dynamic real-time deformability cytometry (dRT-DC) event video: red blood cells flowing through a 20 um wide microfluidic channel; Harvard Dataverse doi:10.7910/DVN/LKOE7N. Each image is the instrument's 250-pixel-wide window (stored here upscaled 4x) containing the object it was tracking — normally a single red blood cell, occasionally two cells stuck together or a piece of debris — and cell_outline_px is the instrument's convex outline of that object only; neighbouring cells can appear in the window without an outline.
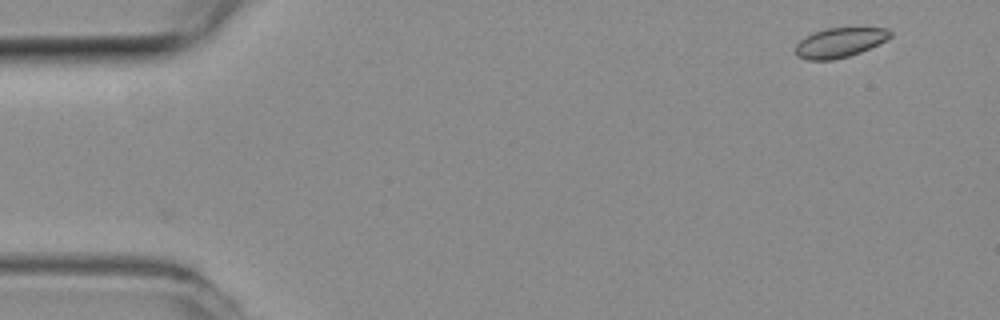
{"species": "common noctule bat (a hibernating species)", "species_latin": "Nyctalus noctula", "temperature_condition": "room temperature", "stored_images_in_passage": 50, "camera_frame_rate_fps": 3000, "um_per_image_px": 0.085, "animal": {"sex": "female", "body_mass_g": 19.3, "forearm_length_mm": 54.1}, "frame": {"image": 1, "passage_image": 1, "time_ms": 0.0, "image_size_px": [1000, 320], "cell_outline_px": [[892, 36], [860, 52], [848, 56], [832, 60], [808, 60], [796, 56], [796, 44], [800, 40], [816, 32], [828, 28], [888, 28], [892, 32]], "centroid_in_image_um": [71.36, 3.62], "position_along_channel_um": 13.6, "area_um2": 16.01}}
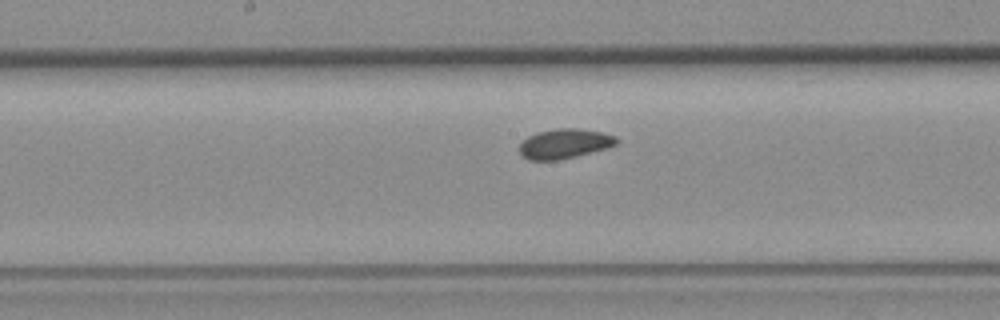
{"frame": {"image": 2, "passage_image": 24, "time_ms": 7.667, "image_size_px": [1000, 320], "cell_outline_px": [[620, 140], [616, 144], [608, 148], [560, 160], [528, 160], [520, 152], [520, 144], [528, 136], [536, 132], [556, 128], [580, 128], [604, 132], [616, 136]], "centroid_in_image_um": [48.03, 12.2], "position_along_channel_um": 200.2, "area_um2": 16.99}}
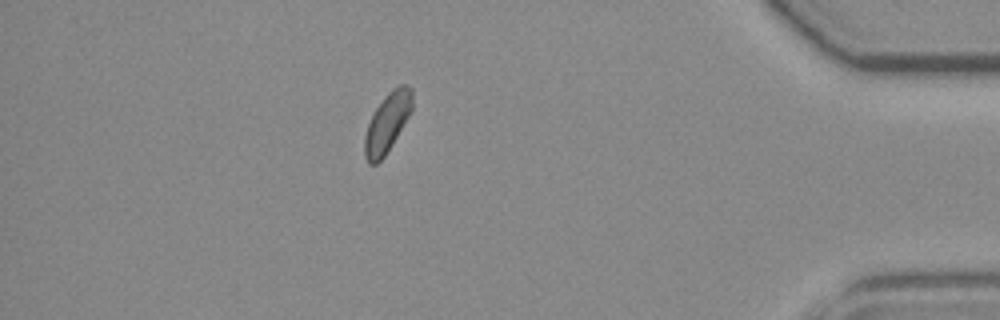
{"frame": {"image": 3, "passage_image": 43, "time_ms": 14.0, "image_size_px": [1000, 320], "cell_outline_px": [[412, 108], [408, 116], [392, 144], [384, 156], [376, 164], [368, 164], [364, 156], [364, 136], [368, 124], [376, 108], [384, 96], [392, 88], [400, 84], [404, 84], [412, 88]], "centroid_in_image_um": [32.9, 10.42], "position_along_channel_um": 402.3, "area_um2": 16.24}}